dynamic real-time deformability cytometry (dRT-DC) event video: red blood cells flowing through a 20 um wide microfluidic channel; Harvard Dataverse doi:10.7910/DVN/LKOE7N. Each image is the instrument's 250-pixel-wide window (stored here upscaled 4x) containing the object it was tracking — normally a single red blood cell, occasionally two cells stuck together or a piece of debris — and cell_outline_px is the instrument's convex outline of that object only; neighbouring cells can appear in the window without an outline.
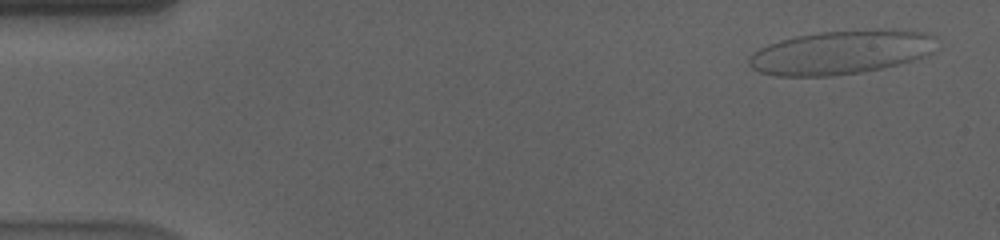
{"species": "human", "species_latin": "Homo sapiens", "temperature_condition": "cold", "stored_images_in_passage": 7, "camera_frame_rate_fps": 3000, "um_per_image_px": 0.085, "donor": {"sex": "male"}, "frame": {"image": 1, "passage_image": 1, "time_ms": 0.0, "image_size_px": [1000, 240], "cell_outline_px": [[936, 36], [928, 52], [912, 60], [880, 68], [860, 72], [832, 76], [776, 76], [760, 72], [752, 68], [748, 64], [748, 60], [760, 48], [768, 44], [780, 40], [796, 36], [820, 32], [892, 28], [924, 32]], "centroid_in_image_um": [71.43, 4.43], "position_along_channel_um": 13.6, "area_um2": 47.4}}